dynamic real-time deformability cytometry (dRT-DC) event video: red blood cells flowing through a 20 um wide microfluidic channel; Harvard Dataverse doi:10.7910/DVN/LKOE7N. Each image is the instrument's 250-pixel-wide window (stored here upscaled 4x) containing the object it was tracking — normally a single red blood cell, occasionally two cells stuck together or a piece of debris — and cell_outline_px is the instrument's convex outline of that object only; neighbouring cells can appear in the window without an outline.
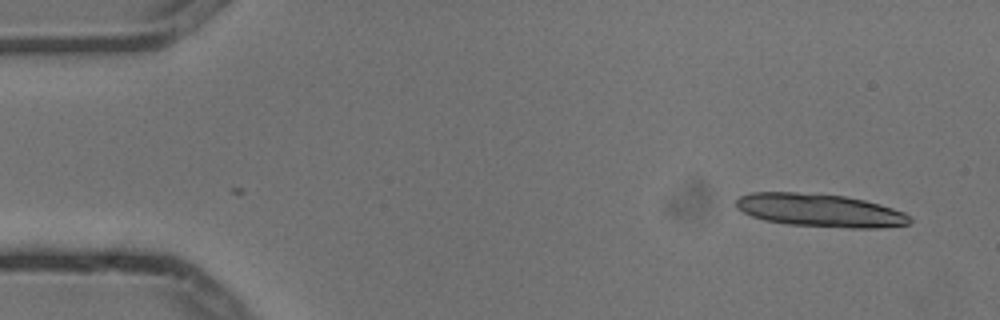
{"species": "common noctule bat (a hibernating species)", "species_latin": "Nyctalus noctula", "temperature_condition": "cold", "stored_images_in_passage": 5, "camera_frame_rate_fps": 3000, "um_per_image_px": 0.085, "animal": {"sex": "male", "body_mass_g": 13.3}, "frame": {"image": 1, "passage_image": 1, "time_ms": 0.0, "image_size_px": [1000, 320], "cell_outline_px": [[912, 220], [908, 224], [880, 228], [848, 228], [788, 224], [764, 220], [752, 216], [736, 208], [736, 200], [740, 196], [752, 192], [796, 192], [844, 196], [864, 200], [880, 204], [904, 212], [912, 216]], "centroid_in_image_um": [69.71, 17.88], "position_along_channel_um": 15.3, "area_um2": 33.47}}
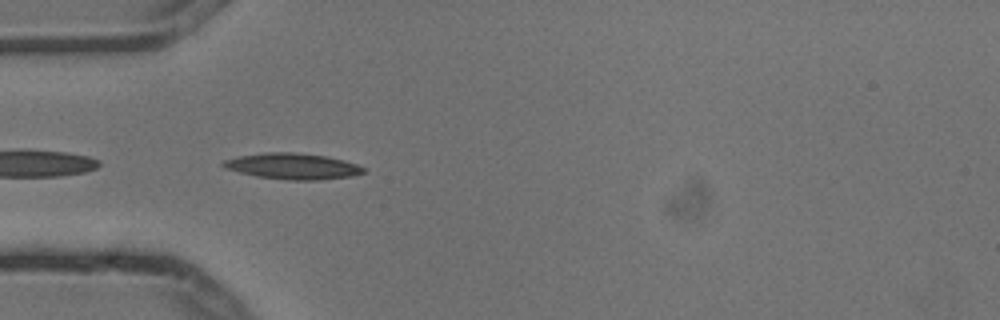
{"frame": {"image": 2, "passage_image": 4, "time_ms": 1.0, "image_size_px": [1000, 320], "cell_outline_px": [[364, 172], [352, 176], [320, 180], [292, 180], [256, 176], [224, 168], [220, 164], [224, 160], [240, 156], [268, 152], [292, 152], [324, 156], [344, 160], [356, 164], [364, 168]], "centroid_in_image_um": [24.87, 14.13], "position_along_channel_um": 60.1, "area_um2": 20.98}}